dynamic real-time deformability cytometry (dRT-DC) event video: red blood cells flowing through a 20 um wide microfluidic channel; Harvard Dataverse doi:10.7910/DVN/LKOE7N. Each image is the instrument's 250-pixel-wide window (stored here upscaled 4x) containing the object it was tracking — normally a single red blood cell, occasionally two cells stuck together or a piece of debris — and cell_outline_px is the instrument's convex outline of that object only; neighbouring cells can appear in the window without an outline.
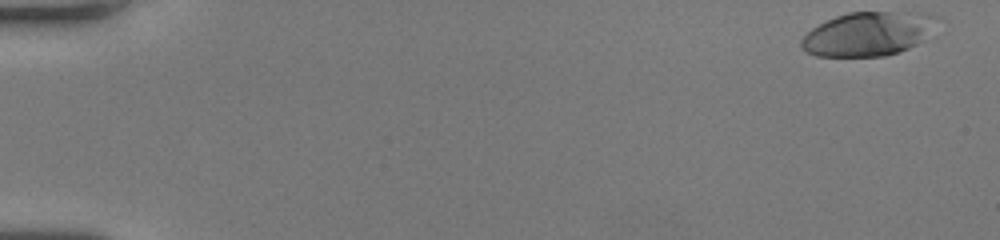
{"species": "human", "species_latin": "Homo sapiens", "temperature_condition": "room temperature", "stored_images_in_passage": 52, "camera_frame_rate_fps": 3000, "um_per_image_px": 0.085, "donor": {"sex": "female"}, "frame": {"image": 1, "passage_image": 1, "time_ms": 0.0, "image_size_px": [1000, 240], "cell_outline_px": [[944, 20], [916, 44], [900, 52], [884, 56], [816, 56], [808, 52], [800, 44], [800, 40], [812, 28], [836, 16], [848, 12], [928, 12], [944, 16]], "centroid_in_image_um": [73.9, 2.85], "position_along_channel_um": 11.1, "area_um2": 35.14}}
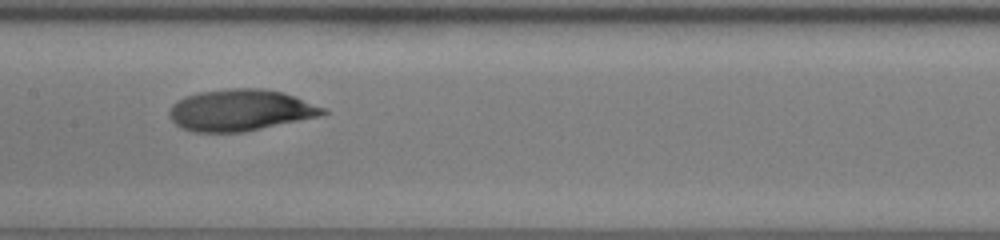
{"frame": {"image": 2, "passage_image": 27, "time_ms": 8.667, "image_size_px": [1000, 240], "cell_outline_px": [[328, 112], [320, 116], [244, 132], [192, 132], [180, 128], [168, 116], [168, 112], [172, 104], [176, 100], [184, 96], [200, 92], [232, 88], [264, 88], [296, 96], [324, 108]], "centroid_in_image_um": [20.39, 9.37], "position_along_channel_um": 187.0, "area_um2": 37.28}}
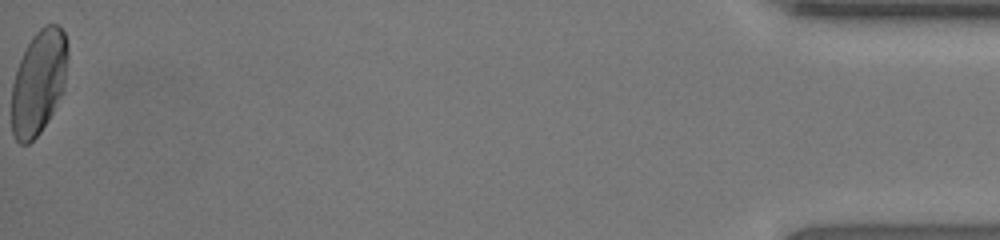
{"frame": {"image": 3, "passage_image": 52, "time_ms": 17.0, "image_size_px": [1000, 240], "cell_outline_px": [[68, 60], [64, 88], [48, 120], [40, 132], [28, 144], [20, 144], [12, 136], [12, 84], [16, 68], [32, 36], [44, 24], [56, 24], [64, 32], [68, 48]], "centroid_in_image_um": [3.28, 6.98], "position_along_channel_um": 431.9, "area_um2": 34.16}, "authors_computed_cell_mechanics": {"area_um2": 35.7204, "velocity_mm_per_s": 4.0542, "shape_relaxation_time_tau1_ms": 5.2511, "shape_relaxation_time_tau2_ms": 1.6683, "deformation_change_tau1": 0.2329, "deformation_change_tau2": 0.037}}